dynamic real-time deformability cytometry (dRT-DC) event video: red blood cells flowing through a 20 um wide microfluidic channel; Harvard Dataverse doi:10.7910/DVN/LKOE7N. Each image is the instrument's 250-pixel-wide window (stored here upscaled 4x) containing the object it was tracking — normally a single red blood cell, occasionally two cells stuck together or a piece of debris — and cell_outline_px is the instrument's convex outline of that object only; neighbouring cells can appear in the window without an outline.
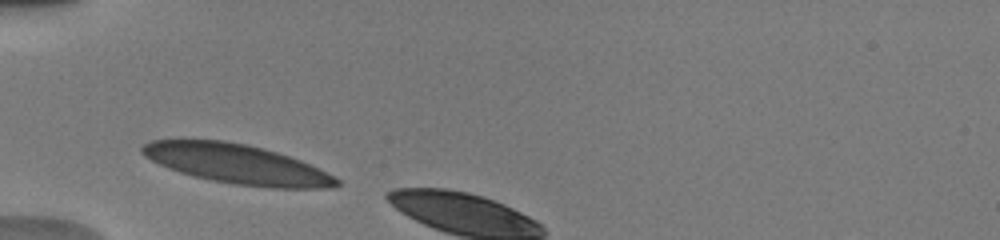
{"species": "human", "species_latin": "Homo sapiens", "temperature_condition": "warm", "stored_images_in_passage": 3, "camera_frame_rate_fps": 3000, "um_per_image_px": 0.085, "donor": {"sex": "male"}, "frame": {"image": 1, "passage_image": 1, "time_ms": 0.0, "image_size_px": [1000, 240], "cell_outline_px": [[340, 184], [328, 188], [268, 188], [236, 184], [212, 180], [180, 172], [168, 168], [144, 156], [140, 152], [140, 148], [144, 144], [152, 140], [224, 140], [264, 148], [300, 160], [340, 180]], "centroid_in_image_um": [20.11, 13.94], "position_along_channel_um": 64.9, "area_um2": 44.1}}